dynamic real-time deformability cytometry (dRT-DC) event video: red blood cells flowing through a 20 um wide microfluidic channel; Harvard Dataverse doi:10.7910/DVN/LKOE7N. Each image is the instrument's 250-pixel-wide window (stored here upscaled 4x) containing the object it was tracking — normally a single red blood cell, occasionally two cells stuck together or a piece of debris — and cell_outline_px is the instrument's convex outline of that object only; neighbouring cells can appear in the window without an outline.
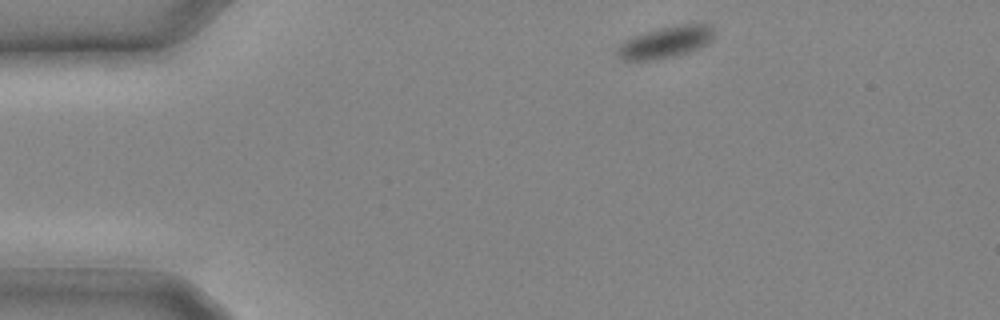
{"species": "common noctule bat (a hibernating species)", "species_latin": "Nyctalus noctula", "temperature_condition": "cold", "stored_images_in_passage": 9, "camera_frame_rate_fps": 3000, "um_per_image_px": 0.085, "animal": {"sex": "male", "body_mass_g": 20.4}, "frame": {"image": 1, "passage_image": 1, "time_ms": 0.0, "image_size_px": [1000, 320], "cell_outline_px": [[712, 40], [708, 44], [700, 48], [688, 52], [672, 56], [652, 60], [624, 60], [616, 52], [620, 44], [636, 36], [660, 28], [684, 24], [712, 24]], "centroid_in_image_um": [56.63, 3.59], "position_along_channel_um": 28.4, "area_um2": 17.28}}
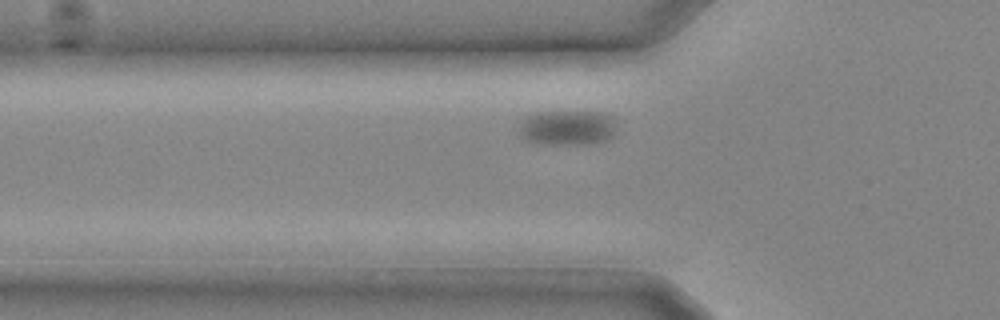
{"frame": {"image": 2, "passage_image": 6, "time_ms": 1.667, "image_size_px": [1000, 320], "cell_outline_px": [[616, 132], [608, 140], [592, 144], [540, 144], [524, 140], [516, 132], [524, 116], [536, 112], [600, 112], [612, 116]], "centroid_in_image_um": [48.17, 10.87], "position_along_channel_um": 77.6, "area_um2": 20.35}}
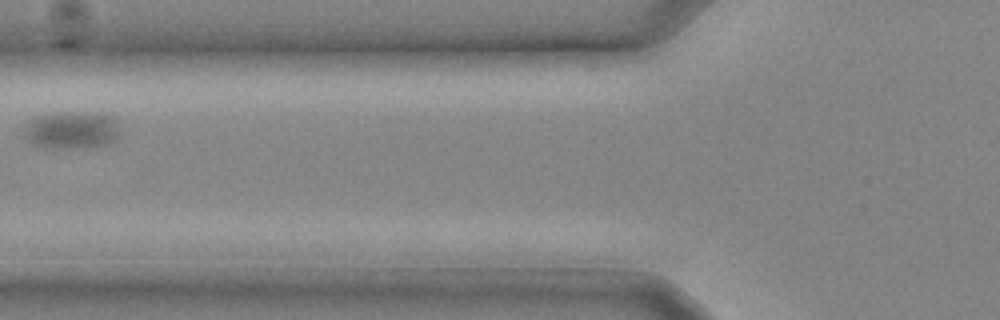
{"frame": {"image": 3, "passage_image": 8, "time_ms": 2.333, "image_size_px": [1000, 320], "cell_outline_px": [[116, 140], [108, 144], [84, 148], [44, 148], [32, 144], [24, 136], [24, 132], [28, 124], [32, 120], [40, 116], [60, 112], [84, 112], [112, 116], [116, 120]], "centroid_in_image_um": [6.07, 11.08], "position_along_channel_um": 119.7, "area_um2": 20.63}}